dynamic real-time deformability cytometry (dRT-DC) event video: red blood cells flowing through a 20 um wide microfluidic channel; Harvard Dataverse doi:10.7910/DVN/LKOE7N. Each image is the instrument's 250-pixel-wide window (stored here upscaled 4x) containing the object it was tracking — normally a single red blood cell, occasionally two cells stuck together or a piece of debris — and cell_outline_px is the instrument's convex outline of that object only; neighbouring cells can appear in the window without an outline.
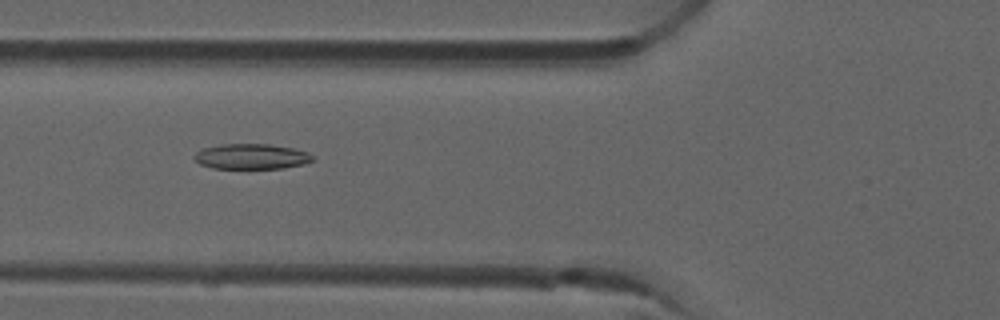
{"species": "common noctule bat (a hibernating species)", "species_latin": "Nyctalus noctula", "temperature_condition": "room temperature", "stored_images_in_passage": 7, "camera_frame_rate_fps": 3000, "um_per_image_px": 0.085, "animal": {"sex": "male", "forearm_length_mm": 52.5}, "frame": {"image": 1, "passage_image": 6, "time_ms": 1.667, "image_size_px": [1000, 320], "cell_outline_px": [[312, 160], [304, 164], [284, 168], [212, 168], [200, 164], [192, 156], [196, 152], [204, 148], [220, 144], [268, 144], [292, 148], [308, 152], [312, 156]], "centroid_in_image_um": [21.35, 13.3], "position_along_channel_um": 104.5, "area_um2": 17.34}}
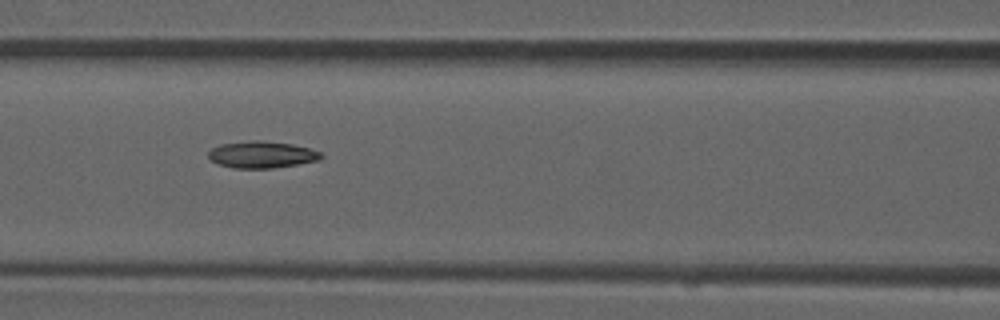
{"frame": {"image": 2, "passage_image": 7, "time_ms": 2.0, "image_size_px": [1000, 320], "cell_outline_px": [[324, 156], [320, 160], [272, 168], [232, 168], [216, 164], [208, 156], [208, 152], [212, 148], [220, 144], [252, 140], [260, 140], [292, 144], [308, 148], [320, 152]], "centroid_in_image_um": [22.23, 13.14], "position_along_channel_um": 144.4, "area_um2": 17.57}}